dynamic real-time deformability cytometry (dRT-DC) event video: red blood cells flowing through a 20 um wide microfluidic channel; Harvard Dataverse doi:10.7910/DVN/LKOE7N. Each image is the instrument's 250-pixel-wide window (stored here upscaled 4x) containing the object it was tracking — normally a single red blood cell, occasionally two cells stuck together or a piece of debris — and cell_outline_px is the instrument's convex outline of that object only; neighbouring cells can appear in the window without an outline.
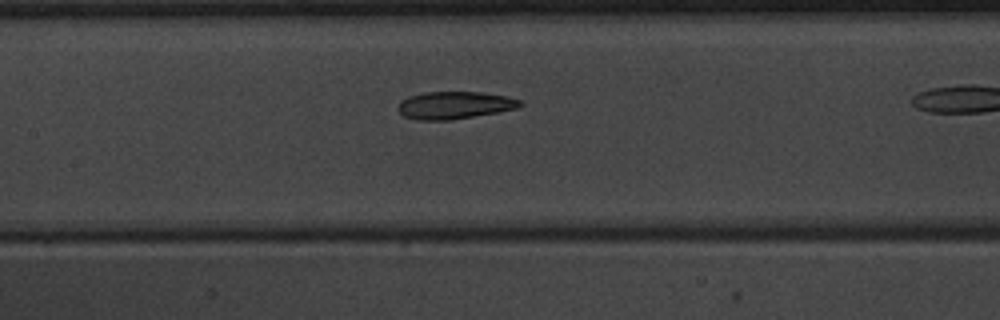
{"species": "common noctule bat (a hibernating species)", "species_latin": "Nyctalus noctula", "temperature_condition": "warm", "stored_images_in_passage": 29, "camera_frame_rate_fps": 3000, "um_per_image_px": 0.085, "animal": {"sex": "male", "body_mass_g": 20.1, "forearm_length_mm": 53.5}, "frame": {"image": 1, "passage_image": 13, "time_ms": 4.0, "image_size_px": [1000, 320], "cell_outline_px": [[524, 104], [520, 108], [500, 112], [448, 120], [416, 120], [404, 116], [400, 112], [400, 100], [408, 96], [424, 92], [484, 92], [508, 96], [520, 100]], "centroid_in_image_um": [38.7, 8.93], "position_along_channel_um": 168.7, "area_um2": 19.65}}
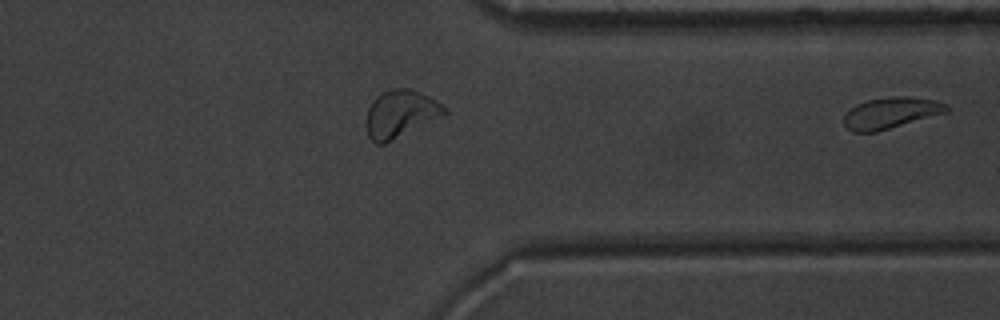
{"frame": {"image": 2, "passage_image": 29, "time_ms": 9.333, "image_size_px": [1000, 320], "cell_outline_px": [[952, 108], [948, 112], [876, 132], [852, 132], [844, 124], [844, 116], [856, 104], [868, 100], [892, 96], [904, 96], [936, 100], [948, 104]], "centroid_in_image_um": [75.78, 9.59], "position_along_channel_um": 335.6, "area_um2": 18.67}}